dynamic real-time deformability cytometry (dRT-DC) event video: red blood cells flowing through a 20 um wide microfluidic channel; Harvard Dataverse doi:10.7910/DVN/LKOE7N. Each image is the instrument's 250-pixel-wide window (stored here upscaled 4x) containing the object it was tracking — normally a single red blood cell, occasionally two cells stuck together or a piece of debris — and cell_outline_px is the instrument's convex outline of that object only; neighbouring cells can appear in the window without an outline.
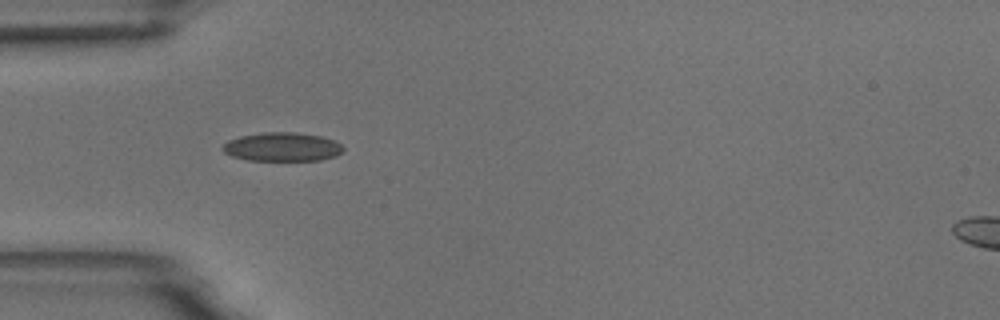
{"species": "common noctule bat (a hibernating species)", "species_latin": "Nyctalus noctula", "temperature_condition": "room temperature", "stored_images_in_passage": 9, "camera_frame_rate_fps": 3000, "um_per_image_px": 0.085, "animal": {"sex": "male", "body_mass_g": 18.8}, "frame": {"image": 1, "passage_image": 6, "time_ms": 1.667, "image_size_px": [1000, 320], "cell_outline_px": [[344, 152], [336, 156], [320, 160], [248, 160], [232, 156], [224, 152], [220, 148], [228, 140], [240, 136], [264, 132], [296, 132], [320, 136], [332, 140], [340, 144], [344, 148]], "centroid_in_image_um": [23.98, 12.48], "position_along_channel_um": 61.0, "area_um2": 20.23}}